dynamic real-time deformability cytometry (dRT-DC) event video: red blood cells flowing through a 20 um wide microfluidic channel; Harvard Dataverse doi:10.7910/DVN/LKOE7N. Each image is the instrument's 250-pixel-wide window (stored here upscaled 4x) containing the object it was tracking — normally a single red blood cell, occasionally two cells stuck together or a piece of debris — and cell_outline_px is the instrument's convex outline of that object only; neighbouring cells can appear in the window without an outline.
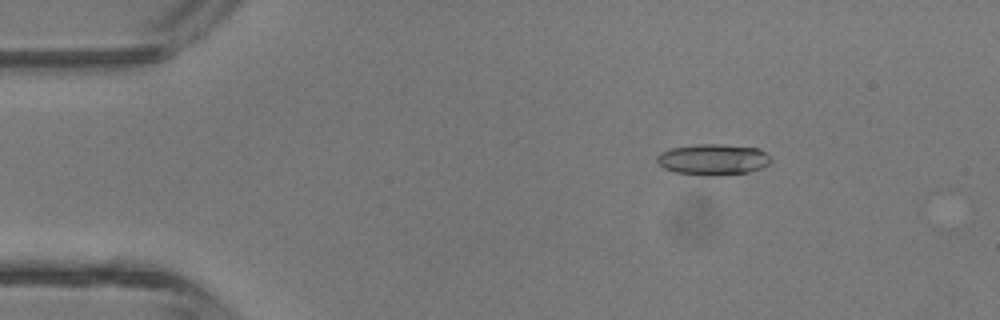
{"species": "common noctule bat (a hibernating species)", "species_latin": "Nyctalus noctula", "temperature_condition": "room temperature", "stored_images_in_passage": 5, "camera_frame_rate_fps": 3000, "um_per_image_px": 0.085, "animal": {"sex": "male", "body_mass_g": 13.3}, "frame": {"image": 1, "passage_image": 2, "time_ms": 1.0, "image_size_px": [1000, 320], "cell_outline_px": [[772, 160], [764, 168], [748, 172], [720, 176], [704, 176], [676, 172], [664, 168], [656, 160], [656, 156], [660, 152], [672, 148], [696, 144], [720, 144], [760, 148]], "centroid_in_image_um": [60.62, 13.56], "position_along_channel_um": 24.4, "area_um2": 20.81}}
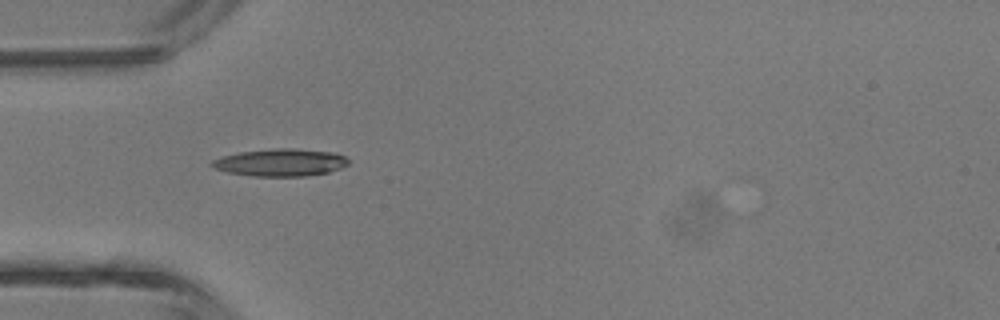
{"frame": {"image": 2, "passage_image": 4, "time_ms": 3.333, "image_size_px": [1000, 320], "cell_outline_px": [[348, 164], [340, 168], [328, 172], [304, 176], [252, 176], [228, 172], [216, 168], [208, 164], [212, 160], [220, 156], [240, 152], [276, 148], [292, 148], [332, 152], [344, 156], [348, 160]], "centroid_in_image_um": [23.81, 13.81], "position_along_channel_um": 61.2, "area_um2": 21.68}}
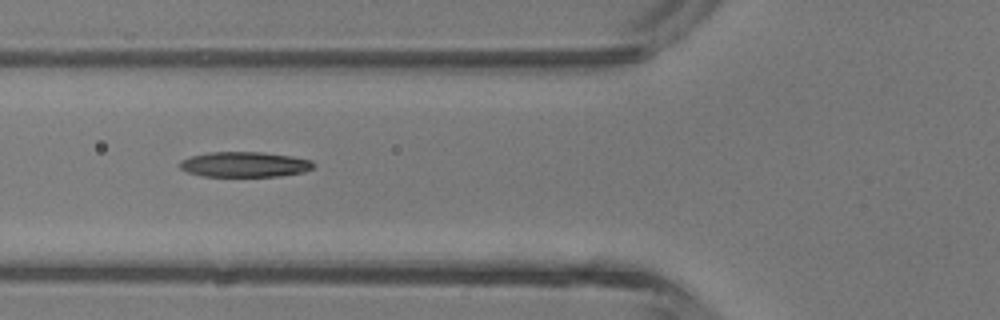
{"frame": {"image": 3, "passage_image": 5, "time_ms": 4.333, "image_size_px": [1000, 320], "cell_outline_px": [[316, 164], [312, 168], [304, 172], [280, 176], [204, 176], [188, 172], [180, 168], [180, 160], [192, 156], [208, 152], [264, 152], [292, 156], [312, 160]], "centroid_in_image_um": [20.83, 13.97], "position_along_channel_um": 105.0, "area_um2": 19.71}}